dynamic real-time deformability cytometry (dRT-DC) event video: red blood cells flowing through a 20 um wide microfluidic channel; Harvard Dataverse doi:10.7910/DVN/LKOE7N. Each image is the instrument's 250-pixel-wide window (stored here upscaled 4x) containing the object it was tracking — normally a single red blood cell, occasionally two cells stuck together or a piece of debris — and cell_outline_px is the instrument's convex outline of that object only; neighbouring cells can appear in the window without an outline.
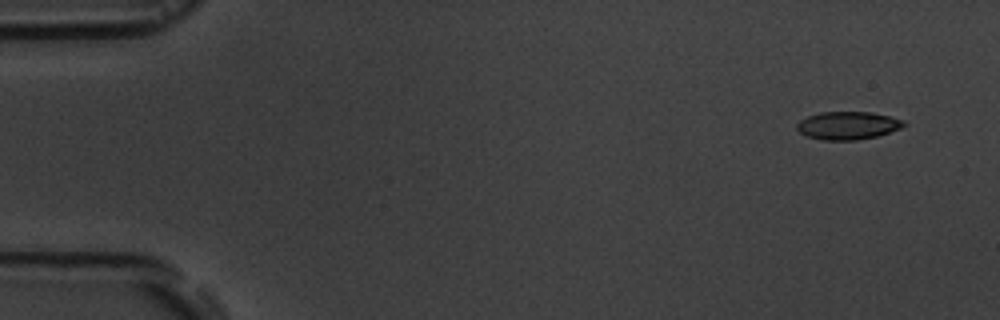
{"species": "common noctule bat (a hibernating species)", "species_latin": "Nyctalus noctula", "temperature_condition": "room temperature", "stored_images_in_passage": 7, "camera_frame_rate_fps": 3000, "um_per_image_px": 0.085, "animal": {"sex": "male", "body_mass_g": 19.5, "forearm_length_mm": 54.6}, "frame": {"image": 1, "passage_image": 2, "time_ms": 1.0, "image_size_px": [1000, 320], "cell_outline_px": [[908, 124], [900, 128], [876, 136], [856, 140], [824, 140], [808, 136], [800, 132], [796, 128], [796, 124], [800, 120], [808, 116], [820, 112], [872, 112], [892, 116], [904, 120]], "centroid_in_image_um": [72.08, 10.65], "position_along_channel_um": 12.9, "area_um2": 17.4}}
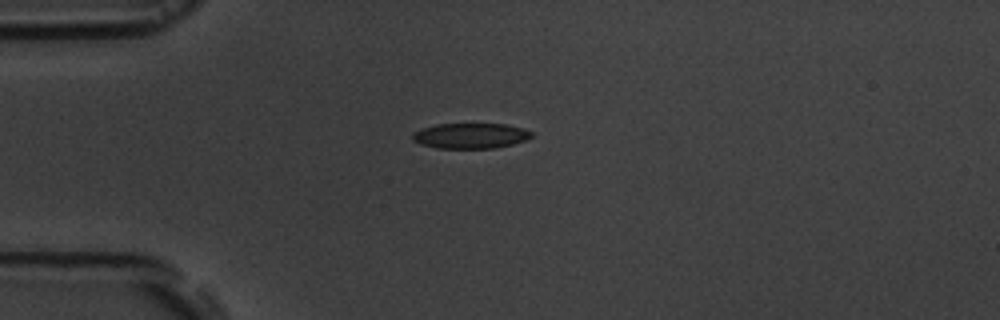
{"frame": {"image": 2, "passage_image": 5, "time_ms": 4.667, "image_size_px": [1000, 320], "cell_outline_px": [[532, 136], [524, 140], [512, 144], [496, 148], [436, 148], [420, 144], [412, 140], [412, 136], [420, 128], [436, 124], [504, 124], [524, 128], [532, 132]], "centroid_in_image_um": [39.97, 11.54], "position_along_channel_um": 45.0, "area_um2": 17.57}}
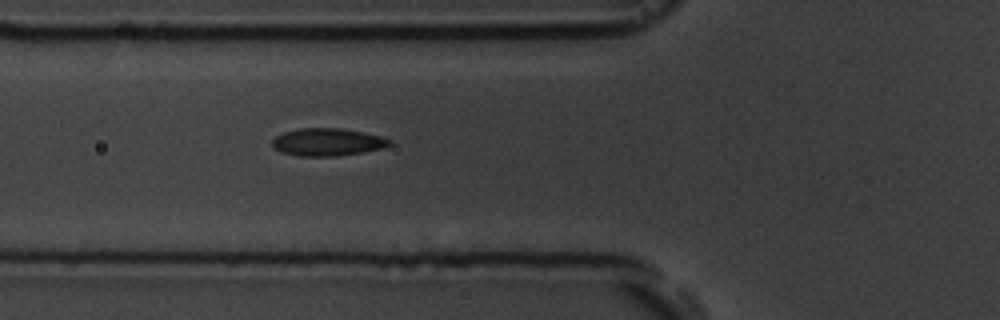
{"frame": {"image": 3, "passage_image": 7, "time_ms": 6.667, "image_size_px": [1000, 320], "cell_outline_px": [[392, 144], [384, 148], [364, 152], [332, 156], [300, 156], [280, 152], [272, 144], [272, 140], [276, 136], [284, 132], [300, 128], [340, 128], [380, 136], [392, 140]], "centroid_in_image_um": [27.84, 12.08], "position_along_channel_um": 98.0, "area_um2": 18.73}}